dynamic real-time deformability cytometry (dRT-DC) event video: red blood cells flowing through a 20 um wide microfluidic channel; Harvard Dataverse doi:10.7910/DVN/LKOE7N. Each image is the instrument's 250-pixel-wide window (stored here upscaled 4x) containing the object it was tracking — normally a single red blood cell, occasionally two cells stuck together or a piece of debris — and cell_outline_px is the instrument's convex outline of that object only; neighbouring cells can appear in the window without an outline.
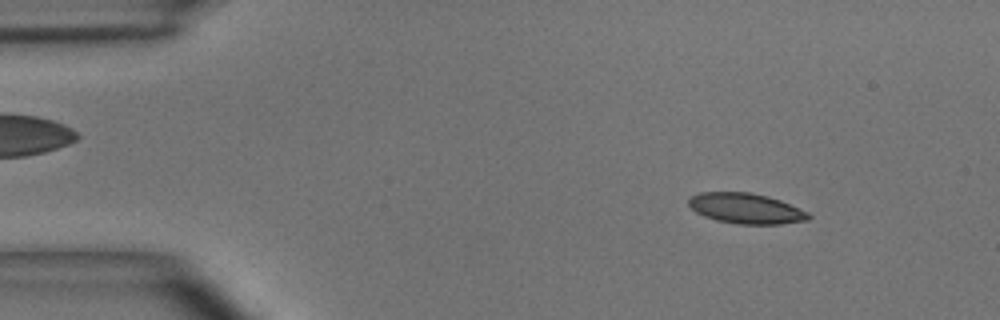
{"species": "common noctule bat (a hibernating species)", "species_latin": "Nyctalus noctula", "temperature_condition": "room temperature", "stored_images_in_passage": 3, "camera_frame_rate_fps": 3000, "um_per_image_px": 0.085, "animal": {"sex": "male", "body_mass_g": 15.6}, "frame": {"image": 1, "passage_image": 1, "time_ms": 0.0, "image_size_px": [1000, 320], "cell_outline_px": [[812, 216], [808, 220], [780, 224], [736, 224], [716, 220], [704, 216], [696, 212], [688, 204], [688, 200], [692, 196], [700, 192], [748, 192], [768, 196], [780, 200], [808, 212]], "centroid_in_image_um": [63.41, 17.72], "position_along_channel_um": 21.6, "area_um2": 21.21}}